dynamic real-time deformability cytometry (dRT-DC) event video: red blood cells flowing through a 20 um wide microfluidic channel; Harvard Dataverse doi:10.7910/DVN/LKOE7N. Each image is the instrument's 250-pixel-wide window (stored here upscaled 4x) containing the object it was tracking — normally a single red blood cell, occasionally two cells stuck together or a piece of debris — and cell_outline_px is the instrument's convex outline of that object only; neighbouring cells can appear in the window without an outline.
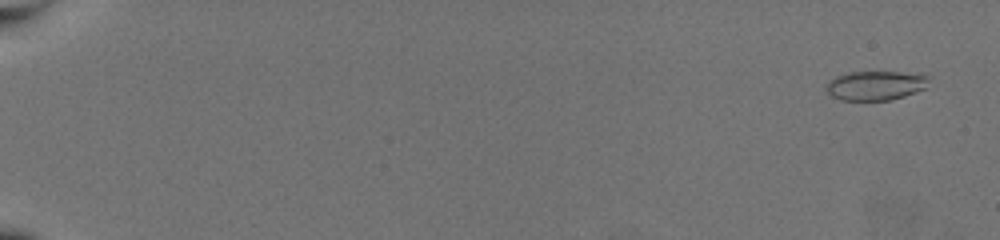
{"species": "common noctule bat (a hibernating species)", "species_latin": "Nyctalus noctula", "temperature_condition": "warm", "stored_images_in_passage": 7, "camera_frame_rate_fps": 3000, "um_per_image_px": 0.085, "animal": {"sex": "female", "body_mass_g": 19.5, "forearm_length_mm": 54.1}, "frame": {"image": 1, "passage_image": 1, "time_ms": 0.0, "image_size_px": [1000, 240], "cell_outline_px": [[928, 80], [924, 88], [916, 92], [892, 100], [840, 100], [832, 96], [824, 88], [828, 80], [836, 76], [848, 72], [924, 72], [928, 76]], "centroid_in_image_um": [74.42, 7.25], "position_along_channel_um": 10.6, "area_um2": 17.8}}